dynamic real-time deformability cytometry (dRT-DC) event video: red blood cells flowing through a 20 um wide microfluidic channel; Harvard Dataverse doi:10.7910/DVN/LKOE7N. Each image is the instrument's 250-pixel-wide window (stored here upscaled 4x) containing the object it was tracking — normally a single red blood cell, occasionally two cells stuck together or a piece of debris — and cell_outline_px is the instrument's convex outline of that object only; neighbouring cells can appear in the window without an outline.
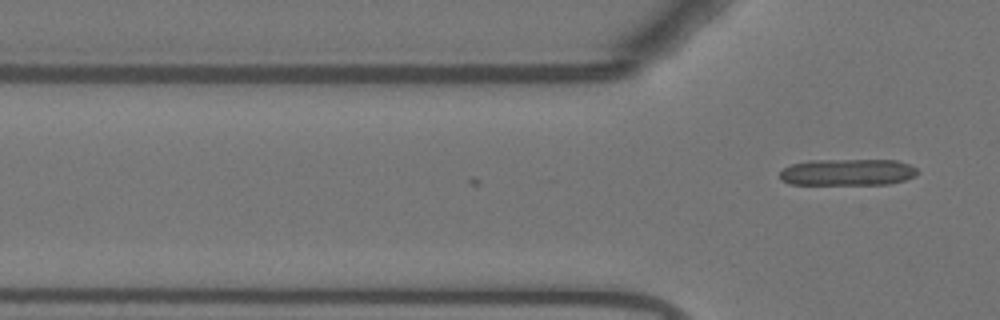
{"species": "Egyptian fruit bat (a non-hibernating species)", "species_latin": "Rousettus aegyptiacus", "temperature_condition": "warm", "stored_images_in_passage": 3, "camera_frame_rate_fps": 3000, "um_per_image_px": 0.085, "animal": {"sex": "female"}, "frame": {"image": 1, "passage_image": 3, "time_ms": 0.667, "image_size_px": [1000, 320], "cell_outline_px": [[920, 172], [904, 180], [888, 184], [788, 184], [780, 180], [780, 172], [784, 168], [792, 164], [808, 160], [896, 160], [908, 164], [916, 168]], "centroid_in_image_um": [72.01, 14.63], "position_along_channel_um": 53.8, "area_um2": 21.33}}